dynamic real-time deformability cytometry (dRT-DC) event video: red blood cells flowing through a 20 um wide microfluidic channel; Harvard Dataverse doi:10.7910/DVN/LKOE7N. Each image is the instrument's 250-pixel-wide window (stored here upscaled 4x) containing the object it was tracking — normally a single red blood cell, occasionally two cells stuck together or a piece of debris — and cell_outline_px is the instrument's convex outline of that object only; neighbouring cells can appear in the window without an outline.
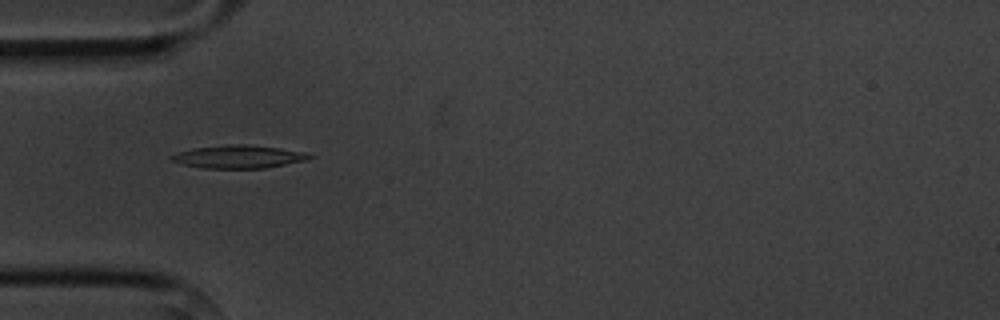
{"species": "common noctule bat (a hibernating species)", "species_latin": "Nyctalus noctula", "temperature_condition": "cold", "stored_images_in_passage": 4, "camera_frame_rate_fps": 3000, "um_per_image_px": 0.085, "animal": {"sex": "male", "body_mass_g": 20.1, "forearm_length_mm": 53.5}, "frame": {"image": 1, "passage_image": 1, "time_ms": 0.0, "image_size_px": [1000, 320], "cell_outline_px": [[316, 156], [308, 160], [264, 168], [204, 168], [184, 164], [172, 160], [168, 156], [176, 152], [196, 148], [228, 144], [240, 144], [280, 148], [304, 152]], "centroid_in_image_um": [20.31, 13.32], "position_along_channel_um": 64.7, "area_um2": 18.32}}
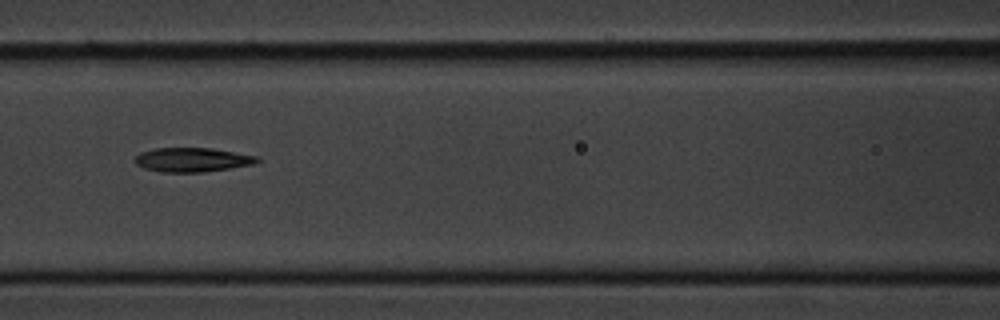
{"frame": {"image": 2, "passage_image": 3, "time_ms": 2.333, "image_size_px": [1000, 320], "cell_outline_px": [[260, 160], [252, 164], [228, 168], [200, 172], [160, 172], [144, 168], [136, 164], [132, 160], [140, 152], [152, 148], [212, 148], [256, 156]], "centroid_in_image_um": [16.26, 13.57], "position_along_channel_um": 150.3, "area_um2": 17.11}}
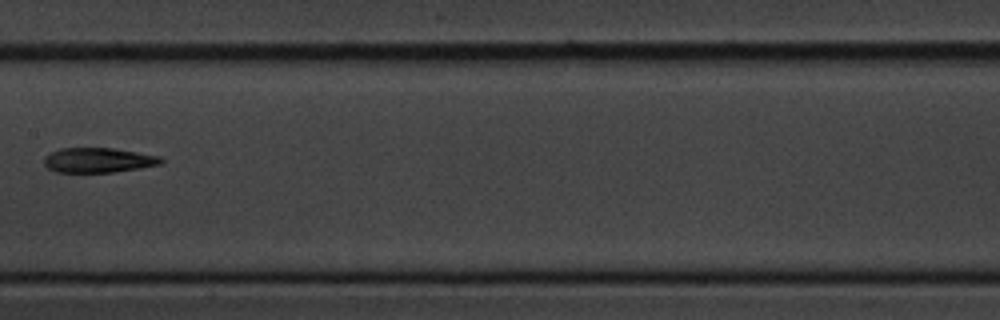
{"frame": {"image": 3, "passage_image": 4, "time_ms": 3.667, "image_size_px": [1000, 320], "cell_outline_px": [[164, 160], [160, 164], [140, 168], [112, 172], [56, 172], [48, 168], [44, 164], [44, 156], [60, 148], [112, 148], [160, 156]], "centroid_in_image_um": [8.34, 13.61], "position_along_channel_um": 199.1, "area_um2": 16.82}}